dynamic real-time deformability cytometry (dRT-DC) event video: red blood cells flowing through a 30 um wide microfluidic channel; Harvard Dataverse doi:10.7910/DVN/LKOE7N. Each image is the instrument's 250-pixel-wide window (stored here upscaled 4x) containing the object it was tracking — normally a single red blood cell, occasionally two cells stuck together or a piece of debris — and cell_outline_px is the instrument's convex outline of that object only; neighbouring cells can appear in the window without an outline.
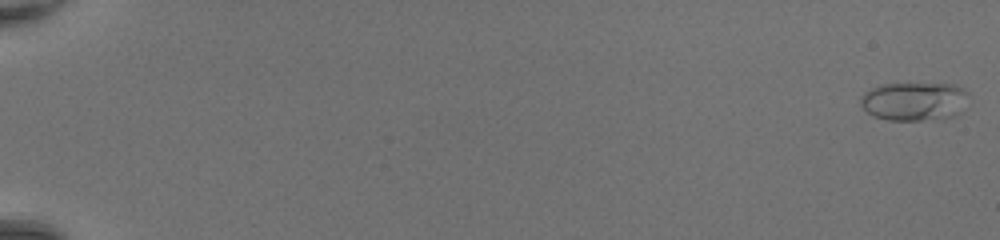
{"species": "common noctule bat (a hibernating species)", "species_latin": "Nyctalus noctula", "temperature_condition": "room temperature", "stored_images_in_passage": 50, "camera_frame_rate_fps": 3000, "um_per_image_px": 0.085, "animal": {"sex": "female", "body_mass_g": 20.0, "forearm_length_mm": 54.0}, "frame": {"image": 1, "passage_image": 1, "time_ms": 0.0, "image_size_px": [1000, 240], "cell_outline_px": [[968, 92], [960, 112], [952, 116], [920, 120], [888, 120], [876, 116], [868, 112], [860, 104], [860, 100], [864, 92], [880, 84], [956, 84], [964, 88]], "centroid_in_image_um": [77.69, 8.59], "position_along_channel_um": 7.3, "area_um2": 23.93}}
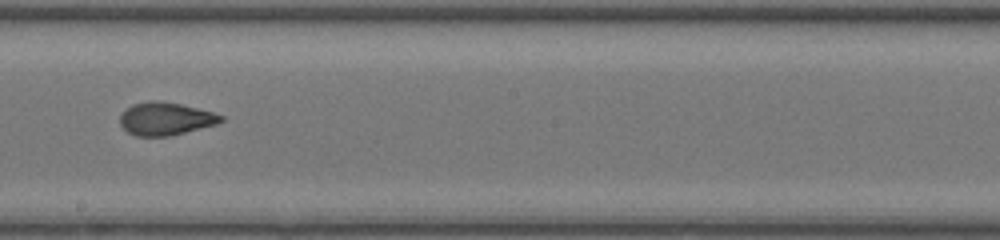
{"frame": {"image": 2, "passage_image": 31, "time_ms": 10.0, "image_size_px": [1000, 240], "cell_outline_px": [[224, 120], [216, 124], [168, 136], [136, 136], [128, 132], [120, 124], [120, 116], [132, 104], [156, 100], [180, 104], [212, 112], [224, 116]], "centroid_in_image_um": [14.07, 10.1], "position_along_channel_um": 234.1, "area_um2": 18.96}}
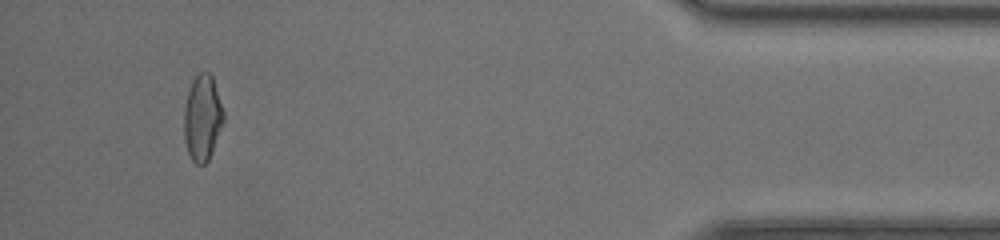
{"frame": {"image": 3, "passage_image": 47, "time_ms": 15.333, "image_size_px": [1000, 240], "cell_outline_px": [[224, 120], [208, 160], [204, 164], [196, 164], [192, 160], [188, 152], [184, 136], [184, 108], [188, 92], [192, 80], [196, 72], [208, 72], [212, 76], [224, 112]], "centroid_in_image_um": [17.19, 9.98], "position_along_channel_um": 418.0, "area_um2": 19.59}, "authors_computed_cell_mechanics": {"area_um2": 19.5942, "velocity_mm_per_s": 4.4327, "shape_relaxation_time_tau1_ms": 10.9242, "shape_relaxation_time_tau2_ms": 0.9047, "deformation_change_tau1": 0.306, "deformation_change_tau2": 0.0775}}